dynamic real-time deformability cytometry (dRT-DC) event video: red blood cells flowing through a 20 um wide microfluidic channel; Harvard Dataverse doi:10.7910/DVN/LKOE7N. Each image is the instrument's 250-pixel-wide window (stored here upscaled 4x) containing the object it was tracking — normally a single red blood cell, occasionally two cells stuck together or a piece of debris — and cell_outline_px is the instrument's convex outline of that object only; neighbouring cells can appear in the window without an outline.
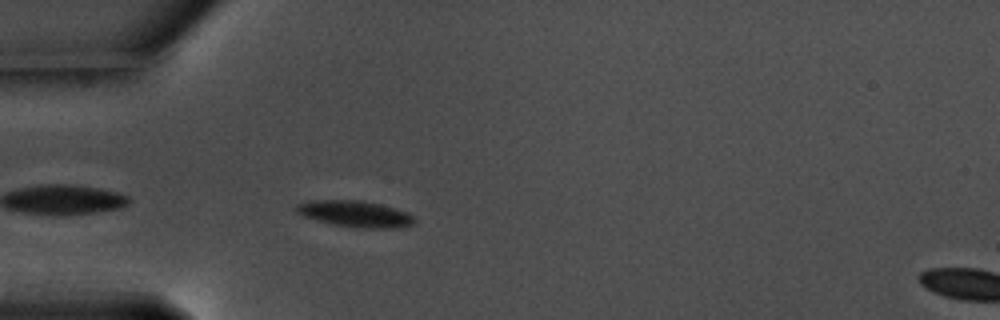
{"species": "common noctule bat (a hibernating species)", "species_latin": "Nyctalus noctula", "temperature_condition": "warm", "stored_images_in_passage": 34, "camera_frame_rate_fps": 3000, "um_per_image_px": 0.085, "animal": {"sex": "male", "body_mass_g": 17.5, "forearm_length_mm": 52.3}, "frame": {"image": 1, "passage_image": 3, "time_ms": 0.667, "image_size_px": [1000, 320], "cell_outline_px": [[416, 220], [412, 224], [396, 228], [360, 228], [332, 224], [316, 220], [304, 216], [296, 212], [292, 208], [296, 204], [316, 200], [360, 200], [380, 204], [396, 208], [408, 212]], "centroid_in_image_um": [30.17, 18.17], "position_along_channel_um": 54.8, "area_um2": 18.15}}
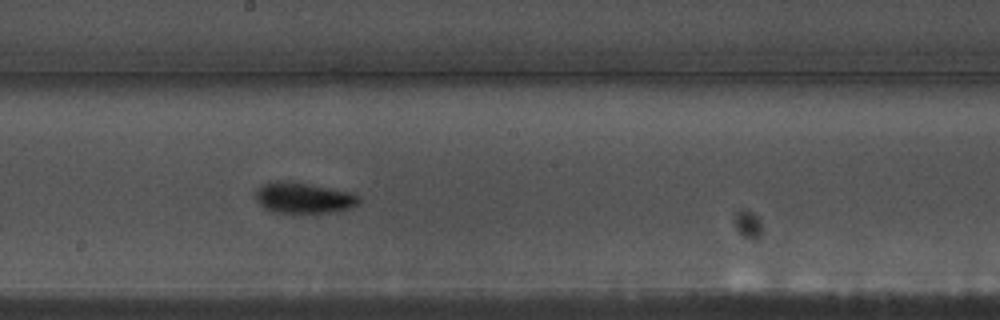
{"frame": {"image": 2, "passage_image": 18, "time_ms": 5.667, "image_size_px": [1000, 320], "cell_outline_px": [[360, 204], [352, 208], [332, 212], [272, 212], [264, 208], [252, 196], [256, 188], [260, 184], [276, 180], [280, 180], [308, 184], [348, 192], [360, 196]], "centroid_in_image_um": [25.74, 16.81], "position_along_channel_um": 222.5, "area_um2": 18.67}}
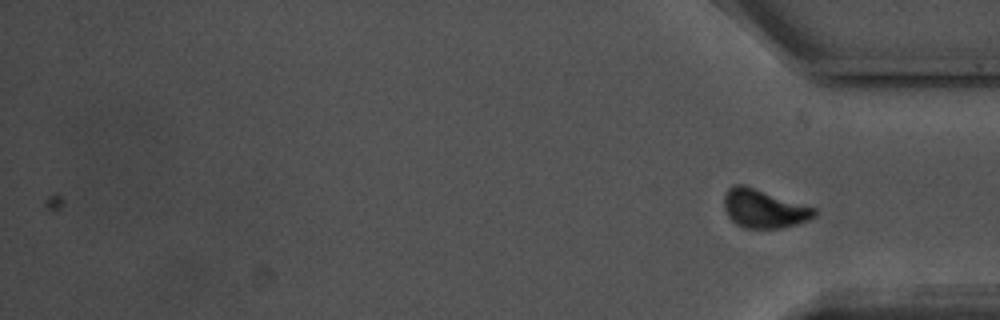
{"frame": {"image": 3, "passage_image": 34, "time_ms": 11.0, "image_size_px": [1000, 320], "cell_outline_px": [[820, 212], [816, 216], [808, 220], [796, 224], [780, 228], [744, 228], [736, 224], [728, 216], [724, 208], [724, 196], [728, 188], [732, 184], [744, 184], [816, 208]], "centroid_in_image_um": [64.94, 17.73], "position_along_channel_um": 370.3, "area_um2": 20.46}, "authors_computed_cell_mechanics": {"area_um2": 17.6579, "velocity_mm_per_s": 3.5383, "shape_relaxation_time_tau1_ms": 2.017, "shape_relaxation_time_tau2_ms": 3.3677, "deformation_change_tau1": 0.103, "deformation_change_tau2": 0.0705}}